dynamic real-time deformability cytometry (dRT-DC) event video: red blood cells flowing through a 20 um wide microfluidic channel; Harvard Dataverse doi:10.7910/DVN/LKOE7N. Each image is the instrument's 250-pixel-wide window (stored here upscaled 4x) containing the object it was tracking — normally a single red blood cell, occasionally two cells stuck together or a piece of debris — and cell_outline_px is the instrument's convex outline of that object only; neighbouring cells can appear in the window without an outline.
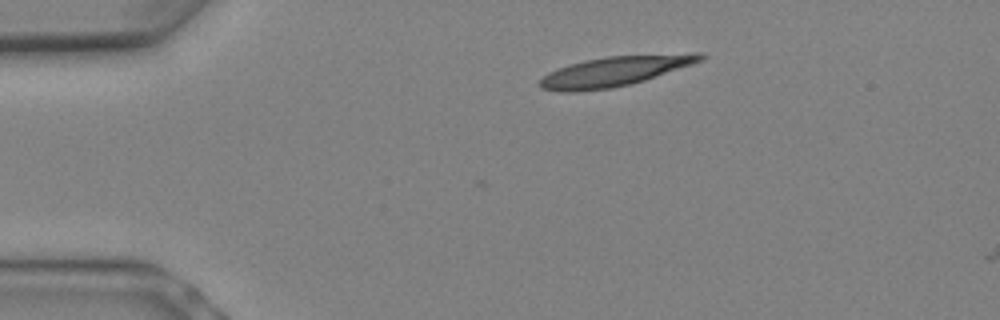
{"species": "Egyptian fruit bat (a non-hibernating species)", "species_latin": "Rousettus aegyptiacus", "temperature_condition": "warm", "stored_images_in_passage": 2, "camera_frame_rate_fps": 3000, "um_per_image_px": 0.085, "animal": {"sex": "female"}, "frame": {"image": 1, "passage_image": 1, "time_ms": 0.0, "image_size_px": [1000, 320], "cell_outline_px": [[708, 56], [704, 60], [644, 80], [612, 88], [576, 92], [564, 92], [540, 88], [540, 80], [548, 72], [556, 68], [584, 60], [604, 56], [692, 52], [704, 52]], "centroid_in_image_um": [52.31, 6.03], "position_along_channel_um": 32.7, "area_um2": 28.26}}